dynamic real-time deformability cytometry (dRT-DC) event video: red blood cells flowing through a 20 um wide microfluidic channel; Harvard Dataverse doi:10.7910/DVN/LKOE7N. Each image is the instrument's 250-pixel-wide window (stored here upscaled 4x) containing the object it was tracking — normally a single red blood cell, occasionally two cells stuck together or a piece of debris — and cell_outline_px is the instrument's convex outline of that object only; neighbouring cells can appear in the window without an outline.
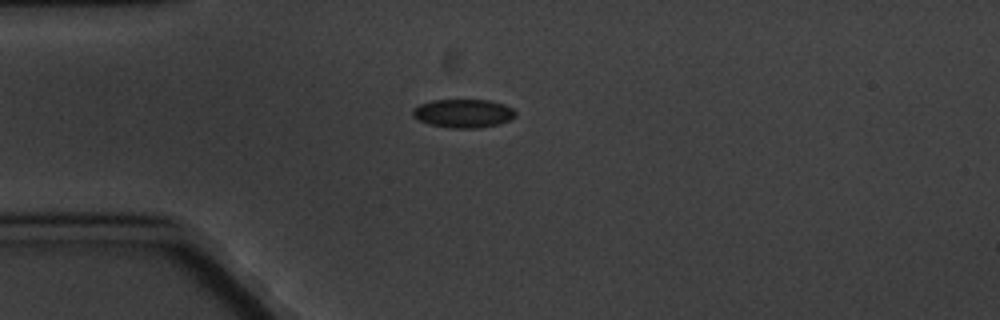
{"species": "common noctule bat (a hibernating species)", "species_latin": "Nyctalus noctula", "temperature_condition": "cold", "stored_images_in_passage": 7, "camera_frame_rate_fps": 3000, "um_per_image_px": 0.085, "animal": {"sex": "male", "body_mass_g": 20.1, "forearm_length_mm": 53.5}, "frame": {"image": 1, "passage_image": 1, "time_ms": 0.0, "image_size_px": [1000, 320], "cell_outline_px": [[516, 116], [500, 124], [480, 128], [452, 128], [428, 124], [412, 116], [412, 108], [420, 104], [432, 100], [488, 100], [504, 104], [512, 108], [516, 112]], "centroid_in_image_um": [39.38, 9.64], "position_along_channel_um": 45.6, "area_um2": 17.17}}